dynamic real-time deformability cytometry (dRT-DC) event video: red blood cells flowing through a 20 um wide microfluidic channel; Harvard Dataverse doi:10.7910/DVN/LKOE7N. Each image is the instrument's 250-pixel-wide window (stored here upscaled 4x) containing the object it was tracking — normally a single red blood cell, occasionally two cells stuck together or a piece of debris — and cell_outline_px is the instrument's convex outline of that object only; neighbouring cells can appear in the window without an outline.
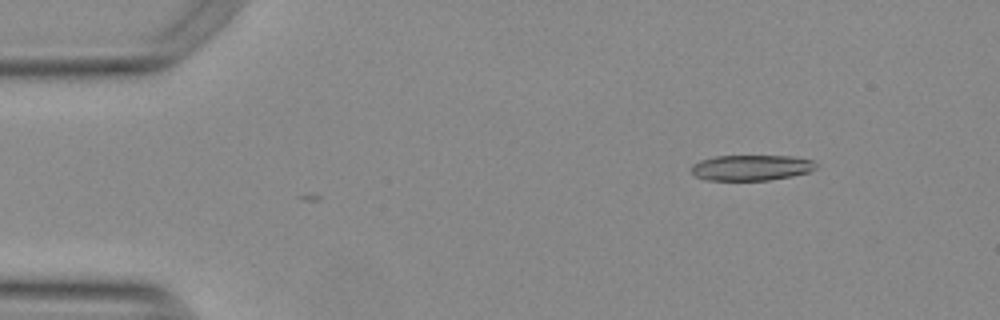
{"species": "Egyptian fruit bat (a non-hibernating species)", "species_latin": "Rousettus aegyptiacus", "temperature_condition": "warm", "stored_images_in_passage": 24, "camera_frame_rate_fps": 3000, "um_per_image_px": 0.085, "animal": {"sex": "female"}, "frame": {"image": 1, "passage_image": 4, "time_ms": 1.0, "image_size_px": [1000, 320], "cell_outline_px": [[820, 168], [808, 172], [792, 176], [768, 180], [708, 180], [696, 176], [692, 172], [692, 164], [700, 160], [716, 156], [792, 156], [812, 160]], "centroid_in_image_um": [63.89, 14.25], "position_along_channel_um": 21.1, "area_um2": 18.61}}
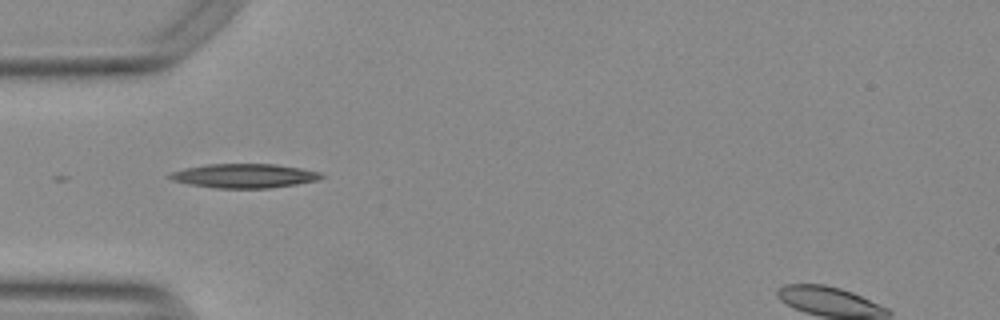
{"frame": {"image": 2, "passage_image": 14, "time_ms": 4.333, "image_size_px": [1000, 320], "cell_outline_px": [[324, 176], [316, 180], [296, 184], [268, 188], [216, 188], [188, 184], [172, 180], [164, 176], [168, 172], [184, 168], [204, 164], [276, 164], [300, 168], [320, 172]], "centroid_in_image_um": [20.66, 14.94], "position_along_channel_um": 64.3, "area_um2": 21.44}}
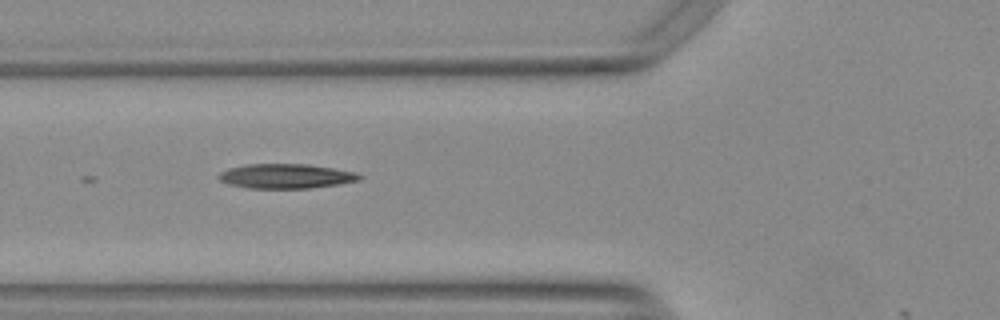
{"frame": {"image": 3, "passage_image": 17, "time_ms": 5.333, "image_size_px": [1000, 320], "cell_outline_px": [[364, 176], [360, 180], [336, 184], [308, 188], [252, 188], [228, 184], [220, 180], [216, 176], [220, 172], [228, 168], [244, 164], [308, 164], [332, 168], [352, 172]], "centroid_in_image_um": [24.25, 14.96], "position_along_channel_um": 101.6, "area_um2": 20.0}}